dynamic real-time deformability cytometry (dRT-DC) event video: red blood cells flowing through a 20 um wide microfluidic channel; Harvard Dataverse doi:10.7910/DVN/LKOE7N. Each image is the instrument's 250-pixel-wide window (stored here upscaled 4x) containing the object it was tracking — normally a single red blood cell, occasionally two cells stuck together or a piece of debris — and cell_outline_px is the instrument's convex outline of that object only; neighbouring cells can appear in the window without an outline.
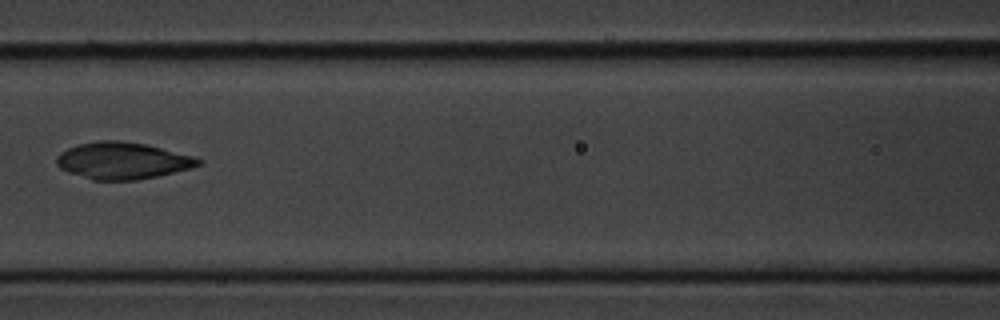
{"species": "common noctule bat (a hibernating species)", "species_latin": "Nyctalus noctula", "temperature_condition": "cold", "stored_images_in_passage": 9, "camera_frame_rate_fps": 3000, "um_per_image_px": 0.085, "animal": {"sex": "male", "body_mass_g": 20.1, "forearm_length_mm": 53.5}, "frame": {"image": 1, "passage_image": 6, "time_ms": 6.667, "image_size_px": [1000, 320], "cell_outline_px": [[204, 160], [200, 164], [192, 168], [156, 176], [136, 180], [92, 180], [68, 172], [60, 168], [56, 164], [56, 156], [60, 152], [68, 148], [80, 144], [96, 140], [120, 140], [148, 144], [196, 156]], "centroid_in_image_um": [10.44, 13.64], "position_along_channel_um": 156.2, "area_um2": 30.75}}
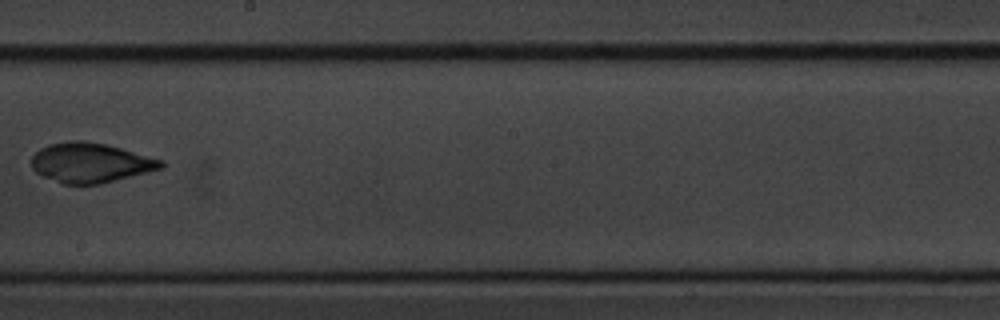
{"frame": {"image": 2, "passage_image": 8, "time_ms": 9.0, "image_size_px": [1000, 320], "cell_outline_px": [[164, 168], [100, 184], [64, 184], [44, 176], [36, 172], [32, 168], [32, 156], [40, 148], [48, 144], [68, 140], [84, 140], [108, 144], [164, 160]], "centroid_in_image_um": [7.71, 13.81], "position_along_channel_um": 240.5, "area_um2": 30.17}}
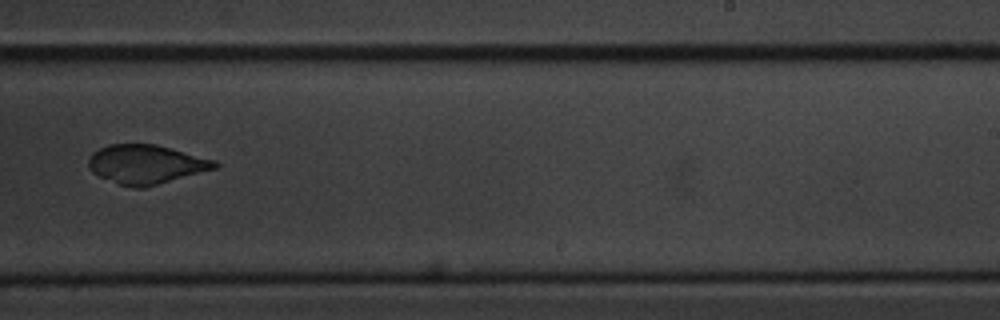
{"frame": {"image": 3, "passage_image": 9, "time_ms": 10.0, "image_size_px": [1000, 320], "cell_outline_px": [[220, 164], [216, 168], [144, 188], [132, 188], [120, 184], [100, 176], [92, 172], [88, 168], [88, 160], [92, 152], [108, 144], [156, 144], [216, 160]], "centroid_in_image_um": [12.41, 13.96], "position_along_channel_um": 276.6, "area_um2": 28.67}}